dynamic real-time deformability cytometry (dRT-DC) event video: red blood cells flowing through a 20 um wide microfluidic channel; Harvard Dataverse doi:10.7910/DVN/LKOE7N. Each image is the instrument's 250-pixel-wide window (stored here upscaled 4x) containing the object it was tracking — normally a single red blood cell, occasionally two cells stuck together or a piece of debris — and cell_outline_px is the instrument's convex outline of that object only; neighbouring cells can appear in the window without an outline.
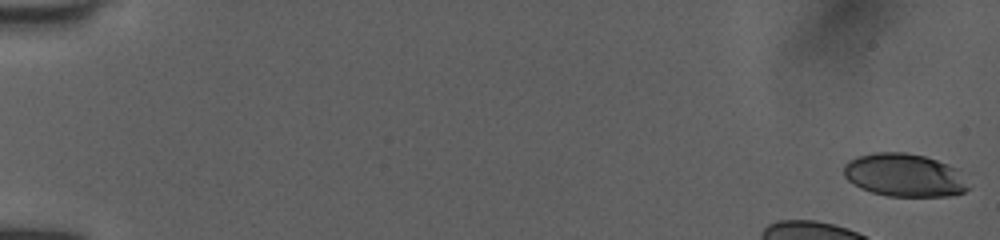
{"species": "human", "species_latin": "Homo sapiens", "temperature_condition": "room temperature", "stored_images_in_passage": 18, "camera_frame_rate_fps": 3000, "um_per_image_px": 0.085, "donor": {"sex": "female"}, "frame": {"image": 1, "passage_image": 1, "time_ms": 0.0, "image_size_px": [1000, 240], "cell_outline_px": [[972, 188], [964, 192], [952, 196], [888, 196], [872, 192], [860, 188], [848, 180], [844, 176], [844, 164], [848, 160], [860, 156], [876, 152], [904, 152], [924, 156], [960, 168]], "centroid_in_image_um": [76.94, 14.89], "position_along_channel_um": 8.1, "area_um2": 31.67}}